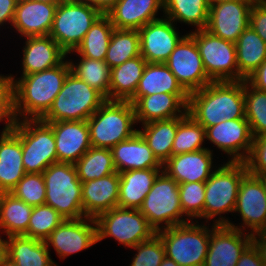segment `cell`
<instances>
[{"label":"cell","instance_id":"ac0fdd59","mask_svg":"<svg viewBox=\"0 0 266 266\" xmlns=\"http://www.w3.org/2000/svg\"><path fill=\"white\" fill-rule=\"evenodd\" d=\"M206 139L224 151L228 161L244 162L252 147L253 136L246 118L224 120L206 128Z\"/></svg>","mask_w":266,"mask_h":266},{"label":"cell","instance_id":"681fc988","mask_svg":"<svg viewBox=\"0 0 266 266\" xmlns=\"http://www.w3.org/2000/svg\"><path fill=\"white\" fill-rule=\"evenodd\" d=\"M249 26L266 43V3L263 0H255L252 4Z\"/></svg>","mask_w":266,"mask_h":266},{"label":"cell","instance_id":"ee69618b","mask_svg":"<svg viewBox=\"0 0 266 266\" xmlns=\"http://www.w3.org/2000/svg\"><path fill=\"white\" fill-rule=\"evenodd\" d=\"M10 193L33 207L44 205L46 186L42 173H26Z\"/></svg>","mask_w":266,"mask_h":266},{"label":"cell","instance_id":"4316f807","mask_svg":"<svg viewBox=\"0 0 266 266\" xmlns=\"http://www.w3.org/2000/svg\"><path fill=\"white\" fill-rule=\"evenodd\" d=\"M156 93L175 94L186 106L188 105L189 94L165 63L146 64L136 92L129 102L134 104L140 97Z\"/></svg>","mask_w":266,"mask_h":266},{"label":"cell","instance_id":"bcb514c9","mask_svg":"<svg viewBox=\"0 0 266 266\" xmlns=\"http://www.w3.org/2000/svg\"><path fill=\"white\" fill-rule=\"evenodd\" d=\"M132 249L137 250V254L134 255L130 266H160L166 256L164 244L157 233Z\"/></svg>","mask_w":266,"mask_h":266},{"label":"cell","instance_id":"d6a6232c","mask_svg":"<svg viewBox=\"0 0 266 266\" xmlns=\"http://www.w3.org/2000/svg\"><path fill=\"white\" fill-rule=\"evenodd\" d=\"M235 45L238 81L246 80L266 59V43L248 26Z\"/></svg>","mask_w":266,"mask_h":266},{"label":"cell","instance_id":"8fae6325","mask_svg":"<svg viewBox=\"0 0 266 266\" xmlns=\"http://www.w3.org/2000/svg\"><path fill=\"white\" fill-rule=\"evenodd\" d=\"M95 221L97 242L113 237L119 244L133 248L156 234L139 209L114 207L99 214Z\"/></svg>","mask_w":266,"mask_h":266},{"label":"cell","instance_id":"680465c9","mask_svg":"<svg viewBox=\"0 0 266 266\" xmlns=\"http://www.w3.org/2000/svg\"><path fill=\"white\" fill-rule=\"evenodd\" d=\"M160 266H179V265L173 259H170L167 256H165Z\"/></svg>","mask_w":266,"mask_h":266},{"label":"cell","instance_id":"7c38bea8","mask_svg":"<svg viewBox=\"0 0 266 266\" xmlns=\"http://www.w3.org/2000/svg\"><path fill=\"white\" fill-rule=\"evenodd\" d=\"M196 42L207 76L212 81H238L236 45L206 29L189 33Z\"/></svg>","mask_w":266,"mask_h":266},{"label":"cell","instance_id":"836d02e7","mask_svg":"<svg viewBox=\"0 0 266 266\" xmlns=\"http://www.w3.org/2000/svg\"><path fill=\"white\" fill-rule=\"evenodd\" d=\"M33 206L17 199L11 193H0V229L7 237L27 232Z\"/></svg>","mask_w":266,"mask_h":266},{"label":"cell","instance_id":"d6986e66","mask_svg":"<svg viewBox=\"0 0 266 266\" xmlns=\"http://www.w3.org/2000/svg\"><path fill=\"white\" fill-rule=\"evenodd\" d=\"M253 3L254 1H228L210 5L206 30L235 43L249 26Z\"/></svg>","mask_w":266,"mask_h":266},{"label":"cell","instance_id":"7402d4cb","mask_svg":"<svg viewBox=\"0 0 266 266\" xmlns=\"http://www.w3.org/2000/svg\"><path fill=\"white\" fill-rule=\"evenodd\" d=\"M57 5L34 0H18L12 27L21 37L48 36Z\"/></svg>","mask_w":266,"mask_h":266},{"label":"cell","instance_id":"8d00e7d4","mask_svg":"<svg viewBox=\"0 0 266 266\" xmlns=\"http://www.w3.org/2000/svg\"><path fill=\"white\" fill-rule=\"evenodd\" d=\"M113 30L110 18L102 14L72 52L85 58L104 61Z\"/></svg>","mask_w":266,"mask_h":266},{"label":"cell","instance_id":"6da1fadb","mask_svg":"<svg viewBox=\"0 0 266 266\" xmlns=\"http://www.w3.org/2000/svg\"><path fill=\"white\" fill-rule=\"evenodd\" d=\"M187 113L205 129L245 118L244 80L212 81L189 94Z\"/></svg>","mask_w":266,"mask_h":266},{"label":"cell","instance_id":"9c48e42d","mask_svg":"<svg viewBox=\"0 0 266 266\" xmlns=\"http://www.w3.org/2000/svg\"><path fill=\"white\" fill-rule=\"evenodd\" d=\"M13 132L20 138L22 161L26 173H42L57 163L52 127L41 119H20Z\"/></svg>","mask_w":266,"mask_h":266},{"label":"cell","instance_id":"44dd1931","mask_svg":"<svg viewBox=\"0 0 266 266\" xmlns=\"http://www.w3.org/2000/svg\"><path fill=\"white\" fill-rule=\"evenodd\" d=\"M213 150L205 148L194 152L172 155L163 165L162 170L178 184L188 182H206L211 174Z\"/></svg>","mask_w":266,"mask_h":266},{"label":"cell","instance_id":"74e56055","mask_svg":"<svg viewBox=\"0 0 266 266\" xmlns=\"http://www.w3.org/2000/svg\"><path fill=\"white\" fill-rule=\"evenodd\" d=\"M81 182L105 177L116 172L111 149L91 147L76 163Z\"/></svg>","mask_w":266,"mask_h":266},{"label":"cell","instance_id":"f35d334b","mask_svg":"<svg viewBox=\"0 0 266 266\" xmlns=\"http://www.w3.org/2000/svg\"><path fill=\"white\" fill-rule=\"evenodd\" d=\"M136 56H140L139 31L114 29L104 60L108 66L113 68Z\"/></svg>","mask_w":266,"mask_h":266},{"label":"cell","instance_id":"83f0119b","mask_svg":"<svg viewBox=\"0 0 266 266\" xmlns=\"http://www.w3.org/2000/svg\"><path fill=\"white\" fill-rule=\"evenodd\" d=\"M136 124L183 117L187 106L175 95L156 93L140 97L134 104Z\"/></svg>","mask_w":266,"mask_h":266},{"label":"cell","instance_id":"f907efd6","mask_svg":"<svg viewBox=\"0 0 266 266\" xmlns=\"http://www.w3.org/2000/svg\"><path fill=\"white\" fill-rule=\"evenodd\" d=\"M236 266H264L260 255L254 245L251 243L241 254Z\"/></svg>","mask_w":266,"mask_h":266},{"label":"cell","instance_id":"94428289","mask_svg":"<svg viewBox=\"0 0 266 266\" xmlns=\"http://www.w3.org/2000/svg\"><path fill=\"white\" fill-rule=\"evenodd\" d=\"M34 1H40L44 3L59 5L60 3L65 2L66 0H34Z\"/></svg>","mask_w":266,"mask_h":266},{"label":"cell","instance_id":"11a10c76","mask_svg":"<svg viewBox=\"0 0 266 266\" xmlns=\"http://www.w3.org/2000/svg\"><path fill=\"white\" fill-rule=\"evenodd\" d=\"M88 6L98 9L102 14H106L119 0H80Z\"/></svg>","mask_w":266,"mask_h":266},{"label":"cell","instance_id":"9f6ffc18","mask_svg":"<svg viewBox=\"0 0 266 266\" xmlns=\"http://www.w3.org/2000/svg\"><path fill=\"white\" fill-rule=\"evenodd\" d=\"M6 242L7 240L0 236V261L6 256Z\"/></svg>","mask_w":266,"mask_h":266},{"label":"cell","instance_id":"5bb4252c","mask_svg":"<svg viewBox=\"0 0 266 266\" xmlns=\"http://www.w3.org/2000/svg\"><path fill=\"white\" fill-rule=\"evenodd\" d=\"M235 212L240 213L243 225L235 226L230 221L227 226L255 234L266 229V191L259 176L247 173L239 186ZM243 227V228H242ZM245 229V230H244Z\"/></svg>","mask_w":266,"mask_h":266},{"label":"cell","instance_id":"2e32d148","mask_svg":"<svg viewBox=\"0 0 266 266\" xmlns=\"http://www.w3.org/2000/svg\"><path fill=\"white\" fill-rule=\"evenodd\" d=\"M247 233L213 223L204 266H236L241 254L252 243V235Z\"/></svg>","mask_w":266,"mask_h":266},{"label":"cell","instance_id":"d4e9b609","mask_svg":"<svg viewBox=\"0 0 266 266\" xmlns=\"http://www.w3.org/2000/svg\"><path fill=\"white\" fill-rule=\"evenodd\" d=\"M163 0H119L106 15L114 29L139 30L148 22L158 20Z\"/></svg>","mask_w":266,"mask_h":266},{"label":"cell","instance_id":"f5cc1de1","mask_svg":"<svg viewBox=\"0 0 266 266\" xmlns=\"http://www.w3.org/2000/svg\"><path fill=\"white\" fill-rule=\"evenodd\" d=\"M17 2L18 0H0V26L6 22L12 26Z\"/></svg>","mask_w":266,"mask_h":266},{"label":"cell","instance_id":"c3c4849f","mask_svg":"<svg viewBox=\"0 0 266 266\" xmlns=\"http://www.w3.org/2000/svg\"><path fill=\"white\" fill-rule=\"evenodd\" d=\"M244 162L248 173L266 176V134L253 137L251 151Z\"/></svg>","mask_w":266,"mask_h":266},{"label":"cell","instance_id":"277c9868","mask_svg":"<svg viewBox=\"0 0 266 266\" xmlns=\"http://www.w3.org/2000/svg\"><path fill=\"white\" fill-rule=\"evenodd\" d=\"M248 173L245 162L227 161L211 174L205 182L204 218L206 222L215 219V225H227L228 218L221 214L234 212L239 186ZM208 220V221H207Z\"/></svg>","mask_w":266,"mask_h":266},{"label":"cell","instance_id":"d590c367","mask_svg":"<svg viewBox=\"0 0 266 266\" xmlns=\"http://www.w3.org/2000/svg\"><path fill=\"white\" fill-rule=\"evenodd\" d=\"M210 4L208 0H163V15L174 22L206 29Z\"/></svg>","mask_w":266,"mask_h":266},{"label":"cell","instance_id":"6f0895ef","mask_svg":"<svg viewBox=\"0 0 266 266\" xmlns=\"http://www.w3.org/2000/svg\"><path fill=\"white\" fill-rule=\"evenodd\" d=\"M0 266H18L17 263L11 260L7 255L0 261Z\"/></svg>","mask_w":266,"mask_h":266},{"label":"cell","instance_id":"ba28073f","mask_svg":"<svg viewBox=\"0 0 266 266\" xmlns=\"http://www.w3.org/2000/svg\"><path fill=\"white\" fill-rule=\"evenodd\" d=\"M178 185L172 177L162 170L139 208V211L156 232L188 223L191 220L189 218L183 219L185 214L180 204Z\"/></svg>","mask_w":266,"mask_h":266},{"label":"cell","instance_id":"7dc6e473","mask_svg":"<svg viewBox=\"0 0 266 266\" xmlns=\"http://www.w3.org/2000/svg\"><path fill=\"white\" fill-rule=\"evenodd\" d=\"M7 119V120H6ZM5 120V127L1 135L7 134L14 130L17 117L14 109V90L10 79L0 75V122Z\"/></svg>","mask_w":266,"mask_h":266},{"label":"cell","instance_id":"4fadbf2b","mask_svg":"<svg viewBox=\"0 0 266 266\" xmlns=\"http://www.w3.org/2000/svg\"><path fill=\"white\" fill-rule=\"evenodd\" d=\"M165 64L188 94L212 82L206 74L195 39L189 33L176 45Z\"/></svg>","mask_w":266,"mask_h":266},{"label":"cell","instance_id":"f1b7e54d","mask_svg":"<svg viewBox=\"0 0 266 266\" xmlns=\"http://www.w3.org/2000/svg\"><path fill=\"white\" fill-rule=\"evenodd\" d=\"M25 174L20 138L13 131L0 135V193H10Z\"/></svg>","mask_w":266,"mask_h":266},{"label":"cell","instance_id":"ffe728a7","mask_svg":"<svg viewBox=\"0 0 266 266\" xmlns=\"http://www.w3.org/2000/svg\"><path fill=\"white\" fill-rule=\"evenodd\" d=\"M53 130L57 163L75 164L92 146L87 121L46 122Z\"/></svg>","mask_w":266,"mask_h":266},{"label":"cell","instance_id":"e575fe53","mask_svg":"<svg viewBox=\"0 0 266 266\" xmlns=\"http://www.w3.org/2000/svg\"><path fill=\"white\" fill-rule=\"evenodd\" d=\"M177 126L178 117H174L143 124V130H138L162 165L172 156Z\"/></svg>","mask_w":266,"mask_h":266},{"label":"cell","instance_id":"db71d44e","mask_svg":"<svg viewBox=\"0 0 266 266\" xmlns=\"http://www.w3.org/2000/svg\"><path fill=\"white\" fill-rule=\"evenodd\" d=\"M252 244L257 249L261 262L266 266V233L259 232L252 234Z\"/></svg>","mask_w":266,"mask_h":266},{"label":"cell","instance_id":"91938a15","mask_svg":"<svg viewBox=\"0 0 266 266\" xmlns=\"http://www.w3.org/2000/svg\"><path fill=\"white\" fill-rule=\"evenodd\" d=\"M210 5L220 4L228 1H255V0H208Z\"/></svg>","mask_w":266,"mask_h":266},{"label":"cell","instance_id":"60d3db41","mask_svg":"<svg viewBox=\"0 0 266 266\" xmlns=\"http://www.w3.org/2000/svg\"><path fill=\"white\" fill-rule=\"evenodd\" d=\"M206 129L197 123L188 113L178 117L177 132L172 145V155L205 149Z\"/></svg>","mask_w":266,"mask_h":266},{"label":"cell","instance_id":"3957f363","mask_svg":"<svg viewBox=\"0 0 266 266\" xmlns=\"http://www.w3.org/2000/svg\"><path fill=\"white\" fill-rule=\"evenodd\" d=\"M92 147L111 149L138 130L135 110L129 101L106 100L87 120Z\"/></svg>","mask_w":266,"mask_h":266},{"label":"cell","instance_id":"ab89813d","mask_svg":"<svg viewBox=\"0 0 266 266\" xmlns=\"http://www.w3.org/2000/svg\"><path fill=\"white\" fill-rule=\"evenodd\" d=\"M71 72L80 80L99 91L107 100H110L111 68L105 61L80 56L78 63L70 61Z\"/></svg>","mask_w":266,"mask_h":266},{"label":"cell","instance_id":"603a6c76","mask_svg":"<svg viewBox=\"0 0 266 266\" xmlns=\"http://www.w3.org/2000/svg\"><path fill=\"white\" fill-rule=\"evenodd\" d=\"M120 175L116 171L102 178L82 182L84 217L96 218L99 214L118 207Z\"/></svg>","mask_w":266,"mask_h":266},{"label":"cell","instance_id":"f6af8a7d","mask_svg":"<svg viewBox=\"0 0 266 266\" xmlns=\"http://www.w3.org/2000/svg\"><path fill=\"white\" fill-rule=\"evenodd\" d=\"M180 204L186 218H204L205 182L178 185ZM191 217V218H190Z\"/></svg>","mask_w":266,"mask_h":266},{"label":"cell","instance_id":"52a82bcc","mask_svg":"<svg viewBox=\"0 0 266 266\" xmlns=\"http://www.w3.org/2000/svg\"><path fill=\"white\" fill-rule=\"evenodd\" d=\"M196 223L188 222L156 232L164 244L166 256L179 266H204L210 229Z\"/></svg>","mask_w":266,"mask_h":266},{"label":"cell","instance_id":"8992f818","mask_svg":"<svg viewBox=\"0 0 266 266\" xmlns=\"http://www.w3.org/2000/svg\"><path fill=\"white\" fill-rule=\"evenodd\" d=\"M106 100L99 91L70 72L51 108L41 120L44 122L86 121Z\"/></svg>","mask_w":266,"mask_h":266},{"label":"cell","instance_id":"7bdbcfd3","mask_svg":"<svg viewBox=\"0 0 266 266\" xmlns=\"http://www.w3.org/2000/svg\"><path fill=\"white\" fill-rule=\"evenodd\" d=\"M64 220L51 206H34L27 232L23 236L44 241Z\"/></svg>","mask_w":266,"mask_h":266},{"label":"cell","instance_id":"6125c7cd","mask_svg":"<svg viewBox=\"0 0 266 266\" xmlns=\"http://www.w3.org/2000/svg\"><path fill=\"white\" fill-rule=\"evenodd\" d=\"M262 179L265 191H266V176H259Z\"/></svg>","mask_w":266,"mask_h":266},{"label":"cell","instance_id":"484cf974","mask_svg":"<svg viewBox=\"0 0 266 266\" xmlns=\"http://www.w3.org/2000/svg\"><path fill=\"white\" fill-rule=\"evenodd\" d=\"M114 165L118 173L129 170L162 168L148 143L137 131L131 138L111 148Z\"/></svg>","mask_w":266,"mask_h":266},{"label":"cell","instance_id":"4dcf8cb0","mask_svg":"<svg viewBox=\"0 0 266 266\" xmlns=\"http://www.w3.org/2000/svg\"><path fill=\"white\" fill-rule=\"evenodd\" d=\"M6 240V255L18 266H58L51 259L45 241L23 235Z\"/></svg>","mask_w":266,"mask_h":266},{"label":"cell","instance_id":"1f68e13d","mask_svg":"<svg viewBox=\"0 0 266 266\" xmlns=\"http://www.w3.org/2000/svg\"><path fill=\"white\" fill-rule=\"evenodd\" d=\"M146 64L140 55L111 68L110 100L129 101L136 92Z\"/></svg>","mask_w":266,"mask_h":266},{"label":"cell","instance_id":"b9f144b4","mask_svg":"<svg viewBox=\"0 0 266 266\" xmlns=\"http://www.w3.org/2000/svg\"><path fill=\"white\" fill-rule=\"evenodd\" d=\"M245 118L253 137L266 134V92L244 80Z\"/></svg>","mask_w":266,"mask_h":266},{"label":"cell","instance_id":"7a4b0ae2","mask_svg":"<svg viewBox=\"0 0 266 266\" xmlns=\"http://www.w3.org/2000/svg\"><path fill=\"white\" fill-rule=\"evenodd\" d=\"M70 72L71 65L66 60L56 67L21 76L18 80L8 75L13 84L17 120L22 116L24 120L41 119L51 108Z\"/></svg>","mask_w":266,"mask_h":266},{"label":"cell","instance_id":"cb8c5ba5","mask_svg":"<svg viewBox=\"0 0 266 266\" xmlns=\"http://www.w3.org/2000/svg\"><path fill=\"white\" fill-rule=\"evenodd\" d=\"M23 46L22 75H28L60 65L68 55L48 36L26 37Z\"/></svg>","mask_w":266,"mask_h":266},{"label":"cell","instance_id":"5b68a950","mask_svg":"<svg viewBox=\"0 0 266 266\" xmlns=\"http://www.w3.org/2000/svg\"><path fill=\"white\" fill-rule=\"evenodd\" d=\"M42 175L46 186L45 204L65 219L83 218L82 182L78 178L75 164H51Z\"/></svg>","mask_w":266,"mask_h":266},{"label":"cell","instance_id":"9a60e30c","mask_svg":"<svg viewBox=\"0 0 266 266\" xmlns=\"http://www.w3.org/2000/svg\"><path fill=\"white\" fill-rule=\"evenodd\" d=\"M44 241L64 259L97 243L96 221L90 217L65 219Z\"/></svg>","mask_w":266,"mask_h":266},{"label":"cell","instance_id":"f546056e","mask_svg":"<svg viewBox=\"0 0 266 266\" xmlns=\"http://www.w3.org/2000/svg\"><path fill=\"white\" fill-rule=\"evenodd\" d=\"M162 168L129 170L119 173L118 207L139 209Z\"/></svg>","mask_w":266,"mask_h":266},{"label":"cell","instance_id":"e0dca14e","mask_svg":"<svg viewBox=\"0 0 266 266\" xmlns=\"http://www.w3.org/2000/svg\"><path fill=\"white\" fill-rule=\"evenodd\" d=\"M173 23L170 19L161 17L148 22L138 30L140 55L147 63H165L176 45L185 36H179Z\"/></svg>","mask_w":266,"mask_h":266},{"label":"cell","instance_id":"816d5d0a","mask_svg":"<svg viewBox=\"0 0 266 266\" xmlns=\"http://www.w3.org/2000/svg\"><path fill=\"white\" fill-rule=\"evenodd\" d=\"M246 81L255 89L266 92V59Z\"/></svg>","mask_w":266,"mask_h":266},{"label":"cell","instance_id":"30bf717a","mask_svg":"<svg viewBox=\"0 0 266 266\" xmlns=\"http://www.w3.org/2000/svg\"><path fill=\"white\" fill-rule=\"evenodd\" d=\"M102 13L80 0H66L57 5L49 36L71 54Z\"/></svg>","mask_w":266,"mask_h":266}]
</instances>
